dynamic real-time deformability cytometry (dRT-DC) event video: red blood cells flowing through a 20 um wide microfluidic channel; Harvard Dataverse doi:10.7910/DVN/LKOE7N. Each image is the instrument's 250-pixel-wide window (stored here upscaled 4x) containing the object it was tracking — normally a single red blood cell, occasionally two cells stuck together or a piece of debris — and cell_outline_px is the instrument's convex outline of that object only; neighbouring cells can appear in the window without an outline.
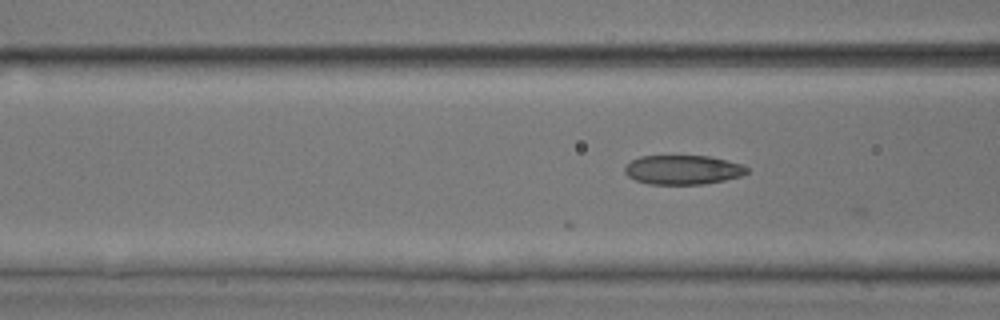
{"species": "common noctule bat (a hibernating species)", "species_latin": "Nyctalus noctula", "temperature_condition": "room temperature", "stored_images_in_passage": 7, "camera_frame_rate_fps": 3000, "um_per_image_px": 0.085, "animal": {"sex": "male", "body_mass_g": 17.9, "forearm_length_mm": 54.2}, "frame": {"image": 1, "passage_image": 6, "time_ms": 1.667, "image_size_px": [1000, 320], "cell_outline_px": [[748, 172], [740, 176], [724, 180], [704, 184], [648, 184], [636, 180], [628, 176], [624, 172], [624, 164], [640, 156], [708, 156], [744, 164], [748, 168]], "centroid_in_image_um": [58.03, 14.43], "position_along_channel_um": 108.6, "area_um2": 20.92}}